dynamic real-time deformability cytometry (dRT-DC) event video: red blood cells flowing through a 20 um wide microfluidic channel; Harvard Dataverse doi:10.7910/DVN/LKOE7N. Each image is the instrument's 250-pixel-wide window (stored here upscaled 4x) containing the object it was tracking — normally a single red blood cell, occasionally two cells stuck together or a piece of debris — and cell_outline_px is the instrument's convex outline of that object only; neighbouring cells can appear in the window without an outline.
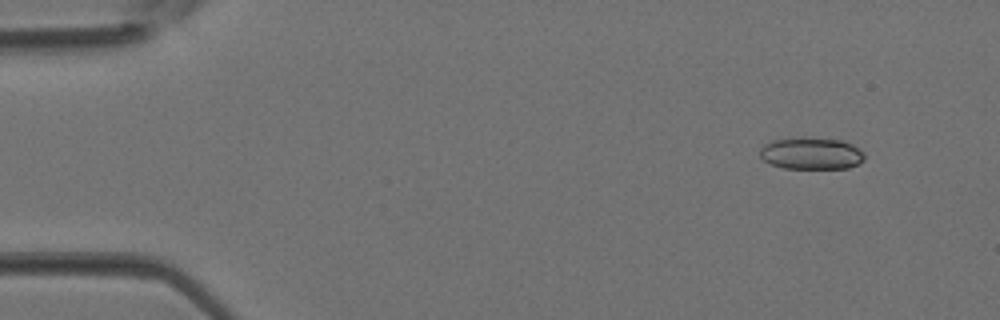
{"species": "Egyptian fruit bat (a non-hibernating species)", "species_latin": "Rousettus aegyptiacus", "temperature_condition": "room temperature", "stored_images_in_passage": 3, "camera_frame_rate_fps": 3000, "um_per_image_px": 0.085, "animal": {"sex": "female"}, "frame": {"image": 1, "passage_image": 1, "time_ms": 0.0, "image_size_px": [1000, 320], "cell_outline_px": [[864, 160], [848, 168], [784, 168], [772, 164], [764, 160], [760, 156], [760, 148], [764, 144], [772, 140], [796, 136], [800, 136], [844, 140], [860, 148], [864, 152]], "centroid_in_image_um": [68.96, 13.01], "position_along_channel_um": 16.0, "area_um2": 19.83}}